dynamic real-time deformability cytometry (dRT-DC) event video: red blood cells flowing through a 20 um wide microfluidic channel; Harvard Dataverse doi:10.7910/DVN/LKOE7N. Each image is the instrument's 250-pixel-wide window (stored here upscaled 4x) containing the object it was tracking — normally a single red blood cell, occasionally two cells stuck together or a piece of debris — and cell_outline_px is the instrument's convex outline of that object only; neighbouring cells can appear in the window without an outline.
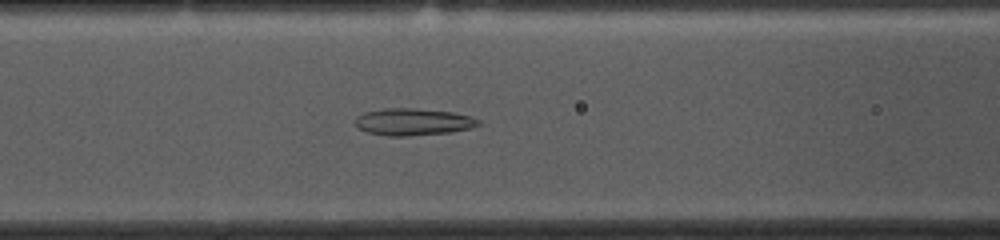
{"species": "common noctule bat (a hibernating species)", "species_latin": "Nyctalus noctula", "temperature_condition": "cold", "stored_images_in_passage": 41, "camera_frame_rate_fps": 3000, "um_per_image_px": 0.085, "animal": {"sex": "female", "body_mass_g": 10.0, "forearm_length_mm": 53.1}, "frame": {"image": 1, "passage_image": 8, "time_ms": 2.333, "image_size_px": [1000, 240], "cell_outline_px": [[480, 124], [472, 128], [452, 132], [408, 136], [388, 136], [368, 132], [360, 128], [356, 124], [356, 116], [364, 112], [384, 108], [412, 108], [452, 112], [472, 116], [480, 120]], "centroid_in_image_um": [35.15, 10.36], "position_along_channel_um": 131.5, "area_um2": 19.42}}
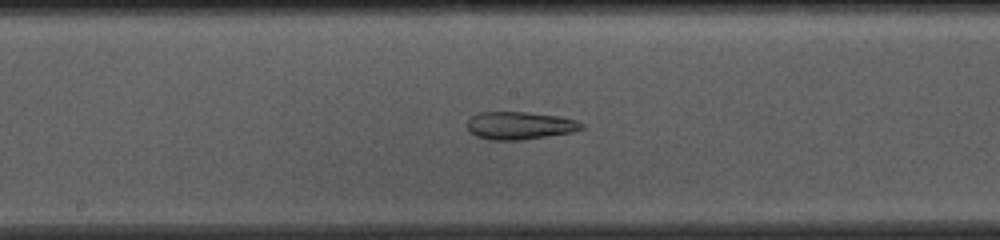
{"frame": {"image": 2, "passage_image": 14, "time_ms": 4.333, "image_size_px": [1000, 240], "cell_outline_px": [[584, 128], [572, 132], [520, 140], [492, 140], [476, 136], [468, 128], [468, 120], [472, 116], [480, 112], [524, 112], [560, 116], [576, 120], [584, 124]], "centroid_in_image_um": [44.2, 10.67], "position_along_channel_um": 204.0, "area_um2": 18.32}}
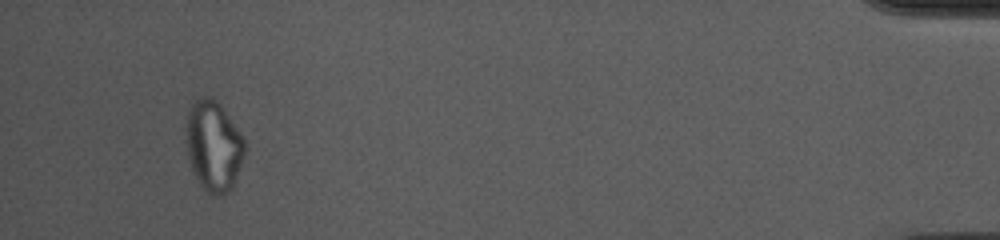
{"frame": {"image": 3, "passage_image": 38, "time_ms": 12.333, "image_size_px": [1000, 240], "cell_outline_px": [[244, 156], [232, 188], [228, 192], [220, 196], [216, 196], [208, 192], [200, 184], [192, 172], [188, 156], [184, 128], [188, 112], [192, 104], [200, 96], [212, 96], [220, 104], [240, 132], [244, 140]], "centroid_in_image_um": [18.12, 12.39], "position_along_channel_um": 417.1, "area_um2": 31.04}, "authors_computed_cell_mechanics": {"area_um2": 22.0796, "velocity_mm_per_s": 3.6273, "shape_relaxation_time_tau1_ms": null, "shape_relaxation_time_tau2_ms": 2.6697, "deformation_change_tau1": null, "deformation_change_tau2": 0.1026}}